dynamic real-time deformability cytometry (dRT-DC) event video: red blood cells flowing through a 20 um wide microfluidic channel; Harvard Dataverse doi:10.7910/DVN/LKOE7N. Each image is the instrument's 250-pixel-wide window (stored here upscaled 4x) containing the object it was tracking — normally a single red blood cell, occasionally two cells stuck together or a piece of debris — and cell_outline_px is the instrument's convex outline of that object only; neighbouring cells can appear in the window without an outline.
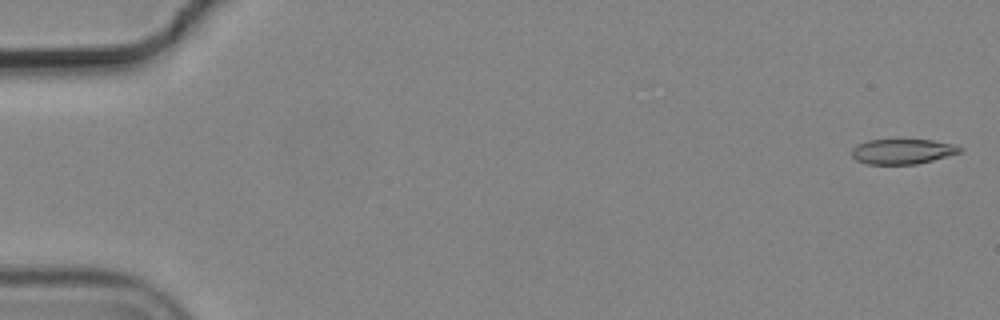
{"species": "common noctule bat (a hibernating species)", "species_latin": "Nyctalus noctula", "temperature_condition": "cold", "stored_images_in_passage": 20, "camera_frame_rate_fps": 3000, "um_per_image_px": 0.085, "animal": {"sex": "male", "body_mass_g": 19.2, "forearm_length_mm": 51.8}, "frame": {"image": 1, "passage_image": 2, "time_ms": 0.333, "image_size_px": [1000, 320], "cell_outline_px": [[964, 148], [960, 152], [932, 160], [916, 164], [868, 164], [856, 160], [852, 156], [852, 148], [856, 144], [868, 140], [932, 140], [952, 144]], "centroid_in_image_um": [76.67, 12.87], "position_along_channel_um": 8.3, "area_um2": 15.66}}
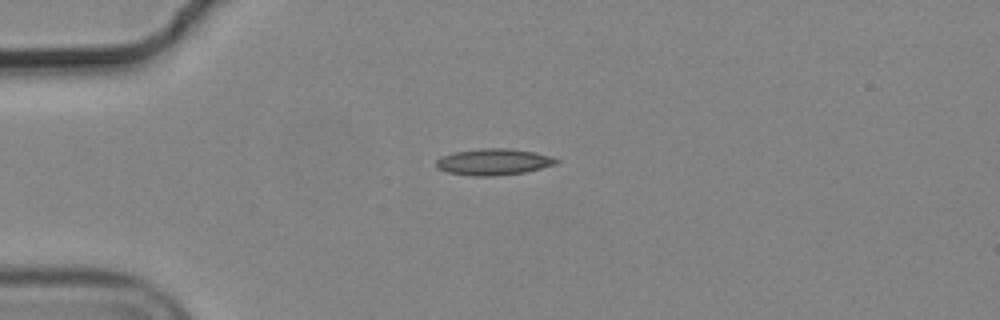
{"frame": {"image": 2, "passage_image": 15, "time_ms": 4.667, "image_size_px": [1000, 320], "cell_outline_px": [[560, 160], [556, 164], [524, 172], [496, 176], [472, 176], [448, 172], [436, 168], [436, 160], [440, 156], [456, 152], [484, 148], [508, 148], [532, 152], [552, 156]], "centroid_in_image_um": [41.93, 13.76], "position_along_channel_um": 43.1, "area_um2": 18.38}}